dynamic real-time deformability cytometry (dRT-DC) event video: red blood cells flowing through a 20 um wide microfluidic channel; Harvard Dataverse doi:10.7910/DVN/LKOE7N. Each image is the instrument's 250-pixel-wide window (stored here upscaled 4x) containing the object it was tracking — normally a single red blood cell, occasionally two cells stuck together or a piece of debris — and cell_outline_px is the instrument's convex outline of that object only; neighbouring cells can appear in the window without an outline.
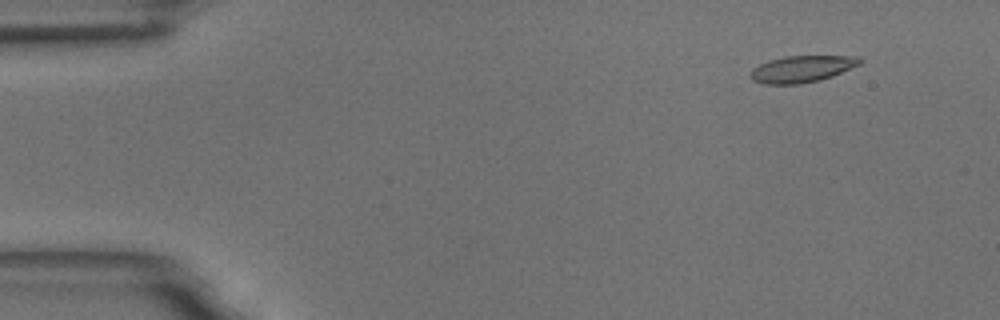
{"species": "common noctule bat (a hibernating species)", "species_latin": "Nyctalus noctula", "temperature_condition": "room temperature", "stored_images_in_passage": 55, "camera_frame_rate_fps": 3000, "um_per_image_px": 0.085, "animal": {"sex": "male", "body_mass_g": 18.8}, "frame": {"image": 1, "passage_image": 5, "time_ms": 1.333, "image_size_px": [1000, 320], "cell_outline_px": [[864, 60], [860, 64], [832, 76], [820, 80], [796, 84], [764, 84], [752, 80], [752, 68], [768, 60], [784, 56], [860, 56]], "centroid_in_image_um": [68.18, 5.85], "position_along_channel_um": 16.8, "area_um2": 16.94}}
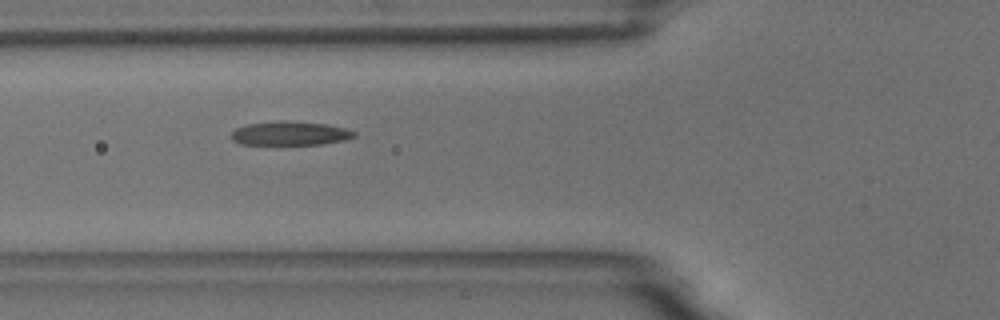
{"frame": {"image": 2, "passage_image": 20, "time_ms": 6.333, "image_size_px": [1000, 320], "cell_outline_px": [[356, 136], [344, 140], [320, 144], [240, 144], [232, 140], [232, 132], [236, 128], [248, 124], [284, 120], [288, 120], [324, 124], [344, 128], [356, 132]], "centroid_in_image_um": [24.65, 11.33], "position_along_channel_um": 101.2, "area_um2": 16.94}}
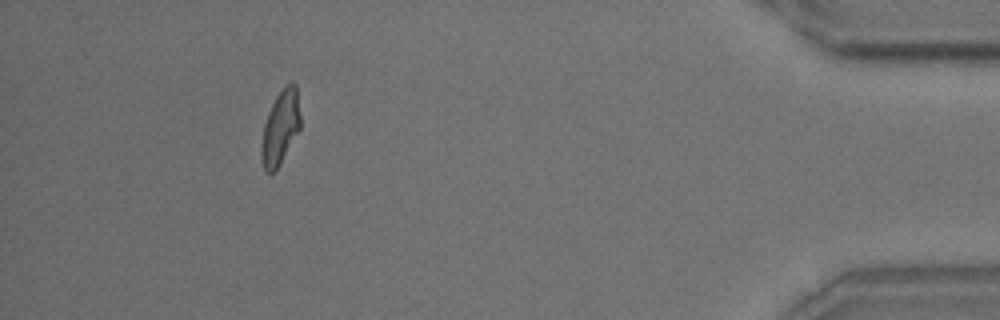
{"frame": {"image": 3, "passage_image": 50, "time_ms": 16.333, "image_size_px": [1000, 320], "cell_outline_px": [[300, 128], [276, 168], [272, 172], [264, 172], [260, 160], [260, 152], [264, 124], [268, 112], [276, 96], [284, 84], [292, 80], [296, 84], [300, 116]], "centroid_in_image_um": [23.81, 10.78], "position_along_channel_um": 411.4, "area_um2": 16.7}, "authors_computed_cell_mechanics": {"area_um2": 17.1666, "velocity_mm_per_s": 3.6891, "shape_relaxation_time_tau1_ms": 7.2736, "shape_relaxation_time_tau2_ms": 2.634, "deformation_change_tau1": 0.1876, "deformation_change_tau2": 0.103}}